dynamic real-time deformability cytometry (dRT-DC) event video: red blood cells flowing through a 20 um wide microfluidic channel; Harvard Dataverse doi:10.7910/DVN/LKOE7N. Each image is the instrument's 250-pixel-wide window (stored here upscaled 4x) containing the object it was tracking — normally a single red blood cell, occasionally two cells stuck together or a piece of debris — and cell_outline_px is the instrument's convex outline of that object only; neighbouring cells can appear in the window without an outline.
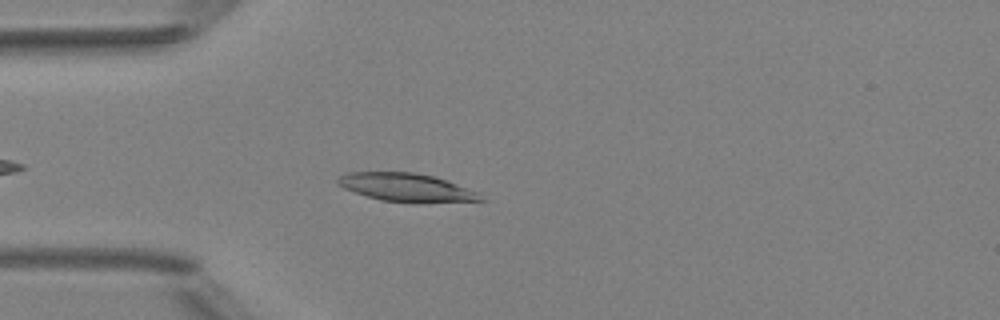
{"species": "Egyptian fruit bat (a non-hibernating species)", "species_latin": "Rousettus aegyptiacus", "temperature_condition": "room temperature", "stored_images_in_passage": 3, "camera_frame_rate_fps": 3000, "um_per_image_px": 0.085, "animal": {"sex": "female"}, "frame": {"image": 1, "passage_image": 3, "time_ms": 2.333, "image_size_px": [1000, 320], "cell_outline_px": [[484, 200], [380, 200], [344, 188], [336, 184], [336, 180], [344, 172], [412, 172], [432, 176], [444, 180], [476, 192]], "centroid_in_image_um": [34.35, 15.87], "position_along_channel_um": 50.6, "area_um2": 21.91}}